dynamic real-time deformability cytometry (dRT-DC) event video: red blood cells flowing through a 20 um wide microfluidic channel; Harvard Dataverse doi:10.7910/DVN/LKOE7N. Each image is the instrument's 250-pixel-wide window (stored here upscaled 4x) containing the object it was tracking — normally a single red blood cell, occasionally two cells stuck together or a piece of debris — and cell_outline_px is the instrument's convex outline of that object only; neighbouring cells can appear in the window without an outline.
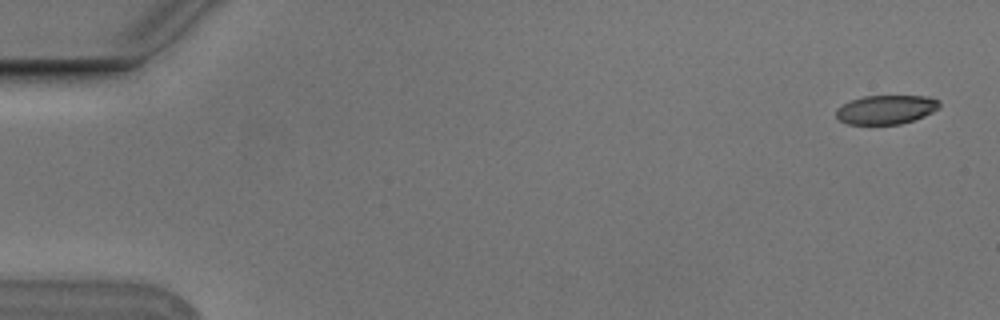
{"species": "Egyptian fruit bat (a non-hibernating species)", "species_latin": "Rousettus aegyptiacus", "temperature_condition": "cold", "stored_images_in_passage": 55, "camera_frame_rate_fps": 3000, "um_per_image_px": 0.085, "animal": {"sex": "male"}, "frame": {"image": 1, "passage_image": 2, "time_ms": 0.333, "image_size_px": [1000, 320], "cell_outline_px": [[940, 108], [924, 116], [900, 124], [848, 124], [840, 120], [836, 116], [836, 108], [852, 100], [864, 96], [928, 96], [940, 100]], "centroid_in_image_um": [75.34, 9.31], "position_along_channel_um": 9.7, "area_um2": 17.4}}
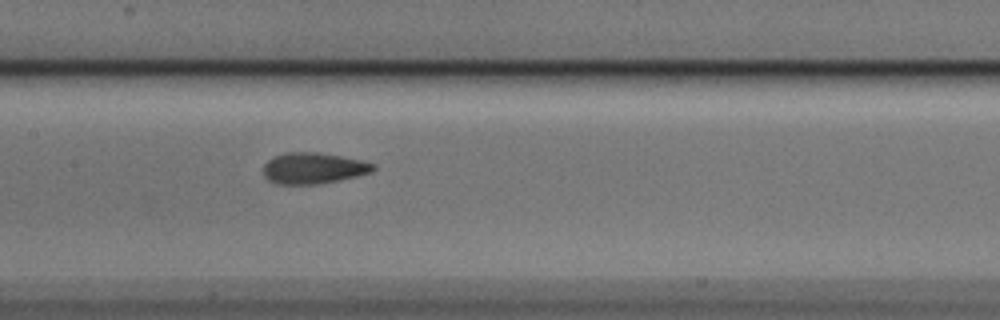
{"frame": {"image": 2, "passage_image": 27, "time_ms": 8.667, "image_size_px": [1000, 320], "cell_outline_px": [[376, 168], [372, 172], [340, 180], [320, 184], [276, 184], [268, 180], [264, 176], [264, 164], [268, 160], [284, 152], [316, 152], [340, 156], [360, 160], [376, 164]], "centroid_in_image_um": [26.64, 14.3], "position_along_channel_um": 180.8, "area_um2": 19.94}}
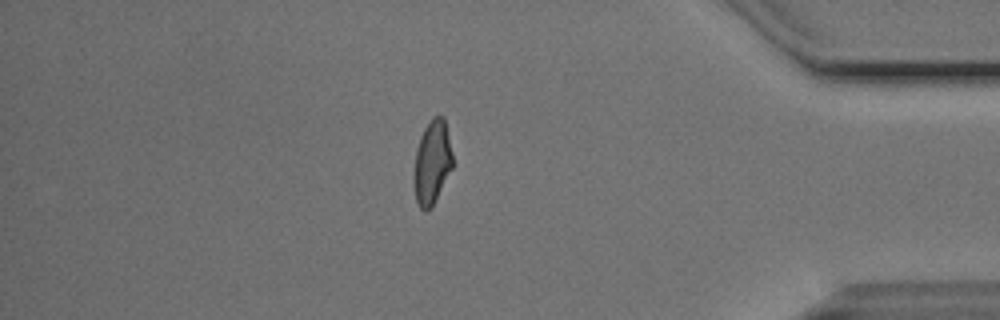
{"frame": {"image": 3, "passage_image": 47, "time_ms": 15.333, "image_size_px": [1000, 320], "cell_outline_px": [[452, 168], [428, 212], [424, 212], [420, 208], [416, 200], [412, 180], [416, 148], [420, 136], [424, 128], [432, 116], [444, 116], [452, 156]], "centroid_in_image_um": [36.68, 13.8], "position_along_channel_um": 398.5, "area_um2": 18.9}, "authors_computed_cell_mechanics": {"area_um2": 19.652, "velocity_mm_per_s": 3.7649, "shape_relaxation_time_tau1_ms": 4.4969, "shape_relaxation_time_tau2_ms": 1.0485, "deformation_change_tau1": 0.1529, "deformation_change_tau2": 0.0581}}